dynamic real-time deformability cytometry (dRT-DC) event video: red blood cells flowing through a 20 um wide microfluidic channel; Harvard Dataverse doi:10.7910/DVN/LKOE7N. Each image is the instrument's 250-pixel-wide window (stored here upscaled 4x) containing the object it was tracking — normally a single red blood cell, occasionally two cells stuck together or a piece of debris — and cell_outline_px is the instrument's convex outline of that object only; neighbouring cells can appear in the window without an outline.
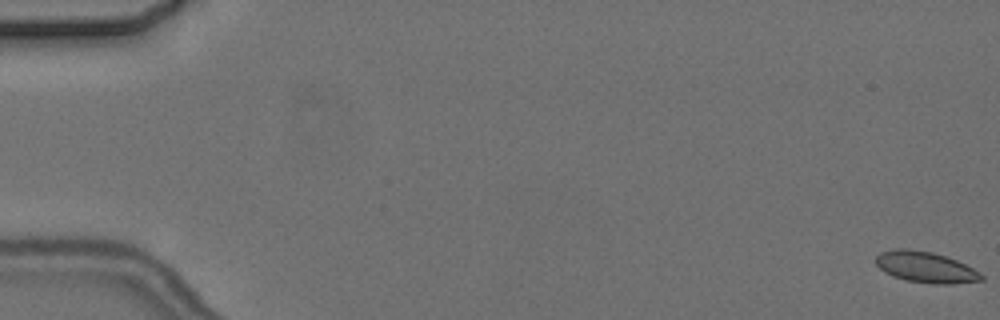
{"species": "common noctule bat (a hibernating species)", "species_latin": "Nyctalus noctula", "temperature_condition": "cold", "stored_images_in_passage": 7, "camera_frame_rate_fps": 3000, "um_per_image_px": 0.085, "animal": {"sex": "female", "body_mass_g": 24.6, "forearm_length_mm": 56.2}, "frame": {"image": 1, "passage_image": 1, "time_ms": 0.0, "image_size_px": [1000, 320], "cell_outline_px": [[984, 280], [952, 284], [932, 284], [904, 280], [892, 276], [884, 272], [876, 264], [876, 256], [880, 252], [896, 248], [908, 248], [932, 252], [956, 260], [980, 272], [984, 276]], "centroid_in_image_um": [78.66, 22.71], "position_along_channel_um": 6.3, "area_um2": 19.19}}
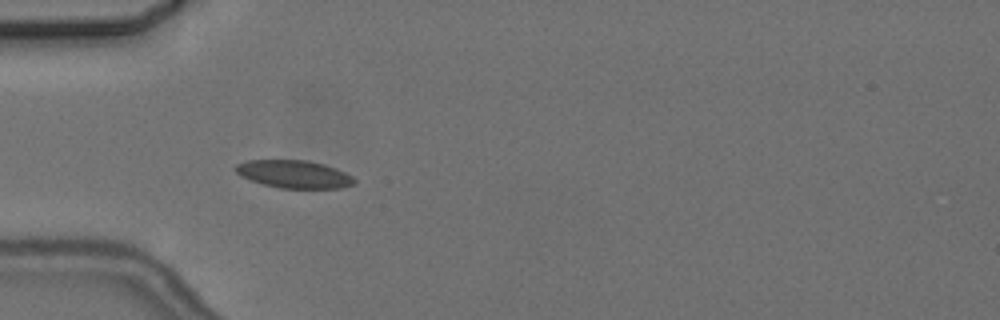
{"frame": {"image": 2, "passage_image": 6, "time_ms": 6.0, "image_size_px": [1000, 320], "cell_outline_px": [[356, 184], [340, 188], [280, 188], [264, 184], [240, 176], [232, 168], [236, 164], [248, 160], [308, 160], [324, 164], [336, 168], [352, 176], [356, 180]], "centroid_in_image_um": [24.99, 14.8], "position_along_channel_um": 60.0, "area_um2": 19.31}}
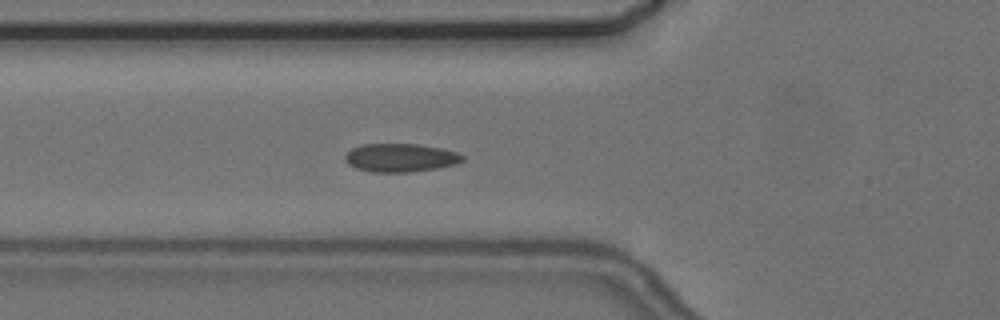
{"frame": {"image": 3, "passage_image": 7, "time_ms": 7.0, "image_size_px": [1000, 320], "cell_outline_px": [[464, 160], [456, 164], [436, 168], [412, 172], [372, 172], [356, 168], [348, 164], [344, 160], [344, 156], [352, 148], [360, 144], [416, 144], [440, 148], [456, 152], [464, 156]], "centroid_in_image_um": [34.01, 13.41], "position_along_channel_um": 91.8, "area_um2": 19.42}}